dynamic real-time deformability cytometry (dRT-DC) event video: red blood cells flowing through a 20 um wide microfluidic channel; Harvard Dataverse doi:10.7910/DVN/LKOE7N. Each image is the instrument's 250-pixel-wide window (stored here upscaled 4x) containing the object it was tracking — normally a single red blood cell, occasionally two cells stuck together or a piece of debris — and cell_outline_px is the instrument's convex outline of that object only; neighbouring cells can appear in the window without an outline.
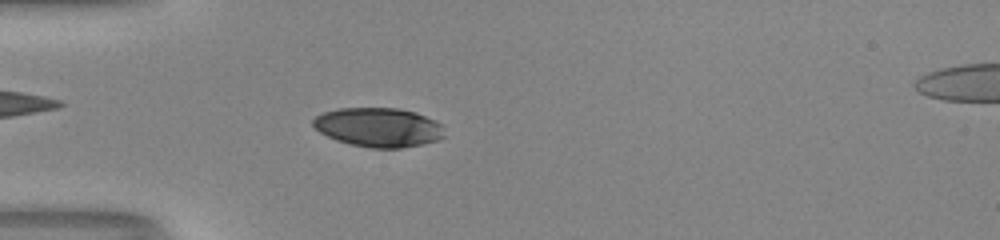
{"species": "human", "species_latin": "Homo sapiens", "temperature_condition": "room temperature", "stored_images_in_passage": 51, "camera_frame_rate_fps": 3000, "um_per_image_px": 0.085, "donor": {"sex": "male"}, "frame": {"image": 1, "passage_image": 16, "time_ms": 5.0, "image_size_px": [1000, 240], "cell_outline_px": [[444, 136], [440, 140], [424, 144], [400, 148], [372, 148], [352, 144], [336, 140], [320, 132], [312, 124], [312, 120], [316, 116], [324, 112], [340, 108], [400, 108], [416, 112], [436, 120], [444, 124]], "centroid_in_image_um": [32.23, 10.82], "position_along_channel_um": 52.8, "area_um2": 30.23}}
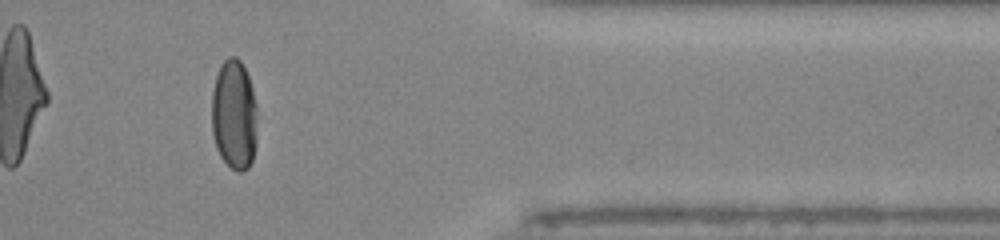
{"frame": {"image": 2, "passage_image": 43, "time_ms": 14.0, "image_size_px": [1000, 240], "cell_outline_px": [[256, 144], [252, 160], [248, 168], [240, 172], [236, 172], [220, 156], [216, 148], [212, 132], [212, 92], [216, 76], [220, 64], [228, 56], [236, 56], [240, 60], [248, 76], [252, 88], [256, 104]], "centroid_in_image_um": [19.89, 9.76], "position_along_channel_um": 391.5, "area_um2": 29.42}}
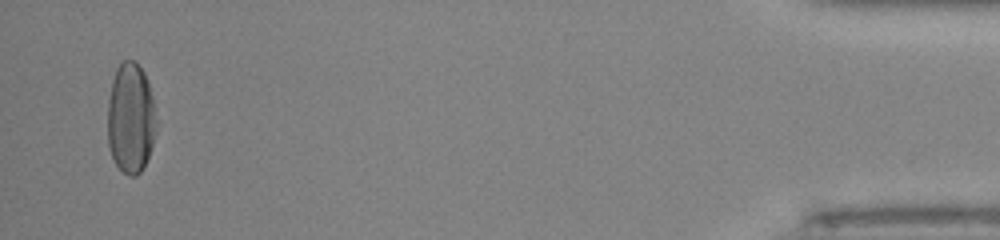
{"frame": {"image": 3, "passage_image": 50, "time_ms": 16.333, "image_size_px": [1000, 240], "cell_outline_px": [[156, 124], [152, 144], [144, 168], [136, 176], [128, 176], [116, 164], [112, 156], [108, 144], [108, 100], [112, 80], [116, 68], [120, 60], [136, 60], [144, 72], [148, 80], [156, 108]], "centroid_in_image_um": [11.12, 10.0], "position_along_channel_um": 424.1, "area_um2": 31.73}, "authors_computed_cell_mechanics": {"area_um2": 30.7496, "velocity_mm_per_s": 4.102, "shape_relaxation_time_tau1_ms": 4.054, "shape_relaxation_time_tau2_ms": null, "deformation_change_tau1": 0.1745, "deformation_change_tau2": null}}